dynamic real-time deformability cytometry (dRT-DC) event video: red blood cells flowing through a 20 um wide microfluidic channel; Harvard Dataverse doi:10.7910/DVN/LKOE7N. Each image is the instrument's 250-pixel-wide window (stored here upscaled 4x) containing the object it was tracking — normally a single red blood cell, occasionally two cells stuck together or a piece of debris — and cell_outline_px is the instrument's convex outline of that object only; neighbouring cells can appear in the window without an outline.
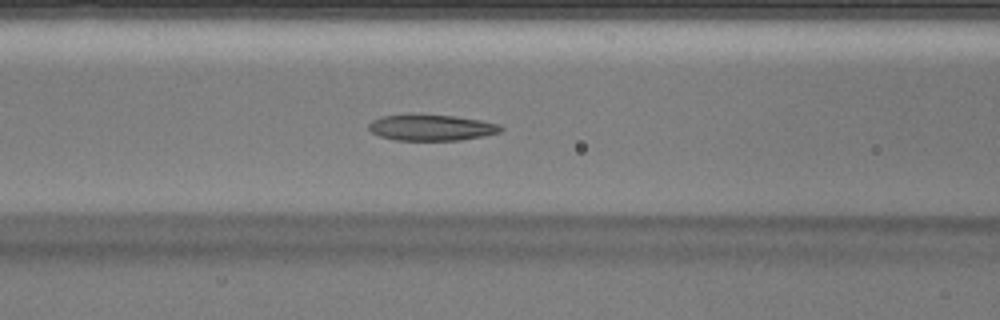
{"species": "Egyptian fruit bat (a non-hibernating species)", "species_latin": "Rousettus aegyptiacus", "temperature_condition": "warm", "stored_images_in_passage": 45, "camera_frame_rate_fps": 3000, "um_per_image_px": 0.085, "animal": {"sex": "male"}, "frame": {"image": 1, "passage_image": 18, "time_ms": 5.667, "image_size_px": [1000, 320], "cell_outline_px": [[504, 128], [500, 132], [460, 140], [396, 140], [380, 136], [372, 132], [368, 128], [368, 124], [372, 120], [384, 116], [452, 116], [480, 120], [500, 124]], "centroid_in_image_um": [36.69, 10.87], "position_along_channel_um": 129.9, "area_um2": 19.36}}
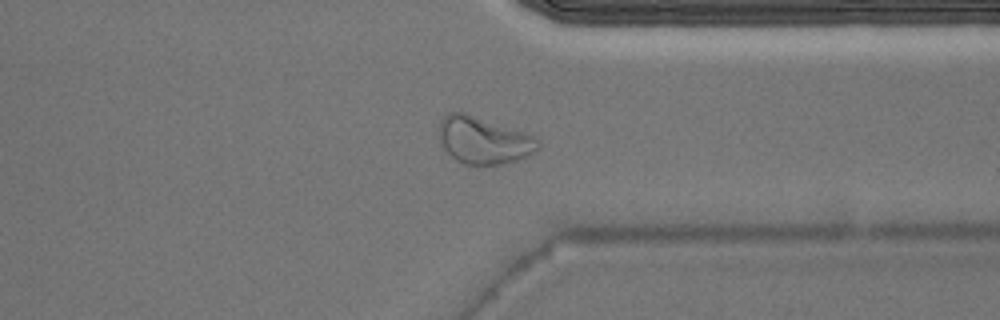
{"frame": {"image": 2, "passage_image": 34, "time_ms": 11.0, "image_size_px": [1000, 320], "cell_outline_px": [[540, 148], [528, 156], [504, 164], [464, 164], [456, 160], [440, 144], [440, 120], [444, 116], [452, 112], [464, 112], [536, 136], [540, 144]], "centroid_in_image_um": [41.13, 11.93], "position_along_channel_um": 370.3, "area_um2": 26.99}}
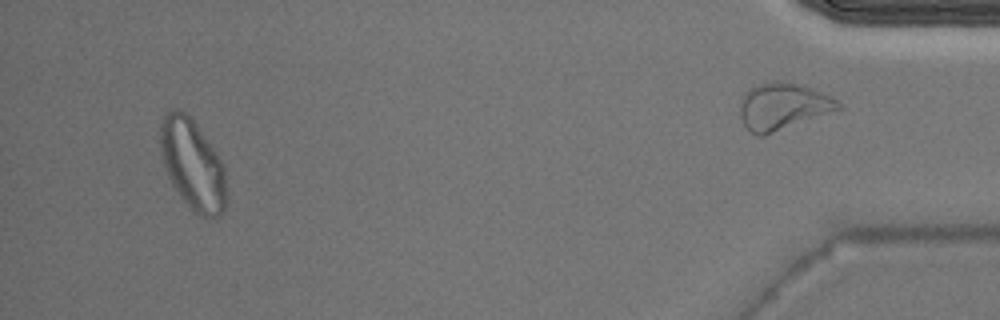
{"frame": {"image": 3, "passage_image": 42, "time_ms": 13.667, "image_size_px": [1000, 320], "cell_outline_px": [[224, 212], [216, 220], [208, 220], [192, 212], [180, 196], [172, 184], [164, 168], [160, 148], [160, 120], [168, 108], [172, 108], [184, 112], [196, 124], [220, 160], [224, 168]], "centroid_in_image_um": [16.32, 14.02], "position_along_channel_um": 418.9, "area_um2": 34.74}}